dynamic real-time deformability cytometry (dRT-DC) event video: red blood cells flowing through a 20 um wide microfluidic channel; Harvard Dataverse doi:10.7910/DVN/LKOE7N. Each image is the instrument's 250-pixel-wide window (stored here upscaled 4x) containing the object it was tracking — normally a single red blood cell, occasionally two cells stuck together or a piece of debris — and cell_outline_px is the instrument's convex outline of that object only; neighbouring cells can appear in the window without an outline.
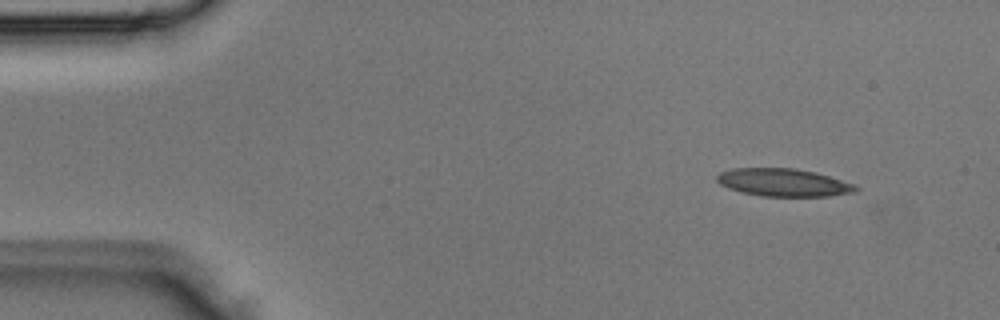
{"species": "Egyptian fruit bat (a non-hibernating species)", "species_latin": "Rousettus aegyptiacus", "temperature_condition": "room temperature", "stored_images_in_passage": 3, "camera_frame_rate_fps": 3000, "um_per_image_px": 0.085, "animal": {"sex": "male"}, "frame": {"image": 1, "passage_image": 1, "time_ms": 0.0, "image_size_px": [1000, 320], "cell_outline_px": [[860, 188], [856, 192], [828, 196], [760, 196], [740, 192], [728, 188], [720, 184], [716, 180], [716, 176], [720, 172], [732, 168], [796, 168], [816, 172], [856, 184]], "centroid_in_image_um": [66.61, 15.51], "position_along_channel_um": 18.4, "area_um2": 22.72}}
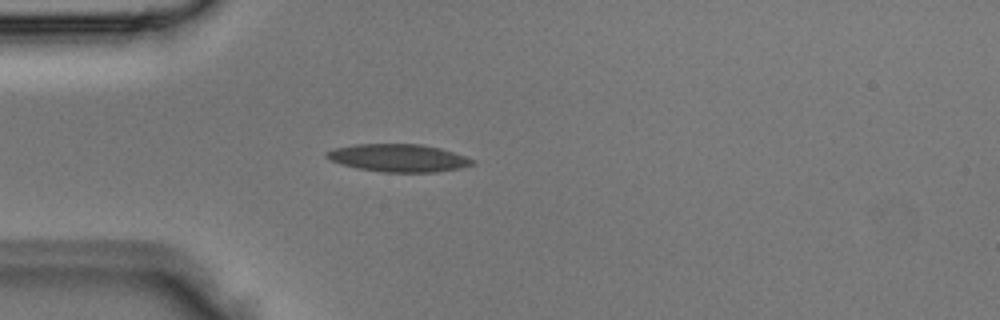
{"frame": {"image": 2, "passage_image": 3, "time_ms": 0.667, "image_size_px": [1000, 320], "cell_outline_px": [[476, 160], [472, 164], [456, 168], [436, 172], [380, 172], [356, 168], [340, 164], [324, 156], [324, 152], [332, 148], [356, 144], [420, 144], [440, 148]], "centroid_in_image_um": [33.78, 13.42], "position_along_channel_um": 51.2, "area_um2": 23.47}}